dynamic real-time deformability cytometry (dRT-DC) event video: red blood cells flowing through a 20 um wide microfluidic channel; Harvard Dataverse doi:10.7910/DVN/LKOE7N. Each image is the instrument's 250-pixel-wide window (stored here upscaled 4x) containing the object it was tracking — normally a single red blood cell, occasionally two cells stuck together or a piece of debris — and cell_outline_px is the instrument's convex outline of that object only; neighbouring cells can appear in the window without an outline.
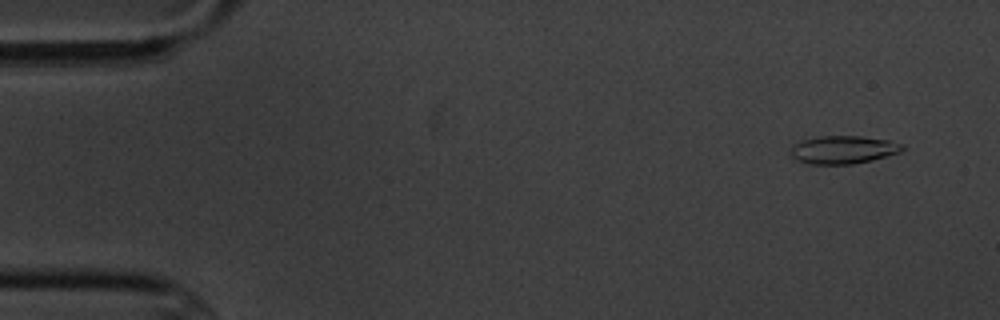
{"species": "common noctule bat (a hibernating species)", "species_latin": "Nyctalus noctula", "temperature_condition": "cold", "stored_images_in_passage": 6, "camera_frame_rate_fps": 3000, "um_per_image_px": 0.085, "animal": {"sex": "male", "body_mass_g": 20.1, "forearm_length_mm": 53.5}, "frame": {"image": 1, "passage_image": 1, "time_ms": 0.0, "image_size_px": [1000, 320], "cell_outline_px": [[904, 148], [900, 152], [888, 156], [872, 160], [852, 164], [808, 164], [796, 160], [792, 156], [792, 144], [804, 140], [820, 136], [864, 136], [888, 140], [904, 144]], "centroid_in_image_um": [71.7, 12.73], "position_along_channel_um": 13.3, "area_um2": 18.26}}
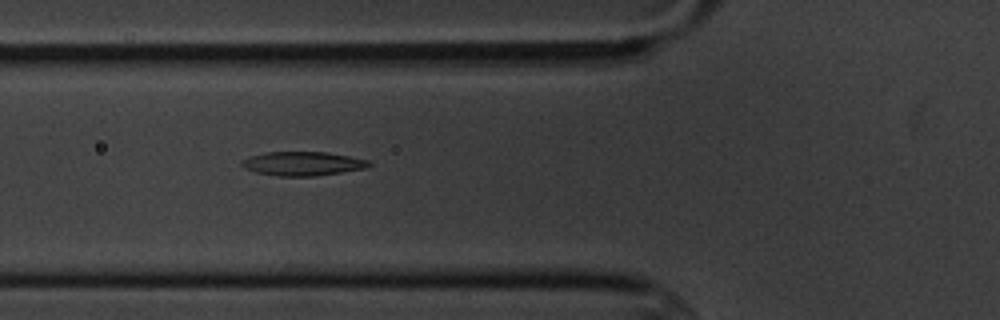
{"frame": {"image": 2, "passage_image": 6, "time_ms": 5.667, "image_size_px": [1000, 320], "cell_outline_px": [[372, 164], [368, 168], [316, 176], [276, 176], [256, 172], [244, 168], [240, 164], [248, 156], [264, 152], [328, 152], [368, 160]], "centroid_in_image_um": [25.73, 13.91], "position_along_channel_um": 100.1, "area_um2": 17.86}}